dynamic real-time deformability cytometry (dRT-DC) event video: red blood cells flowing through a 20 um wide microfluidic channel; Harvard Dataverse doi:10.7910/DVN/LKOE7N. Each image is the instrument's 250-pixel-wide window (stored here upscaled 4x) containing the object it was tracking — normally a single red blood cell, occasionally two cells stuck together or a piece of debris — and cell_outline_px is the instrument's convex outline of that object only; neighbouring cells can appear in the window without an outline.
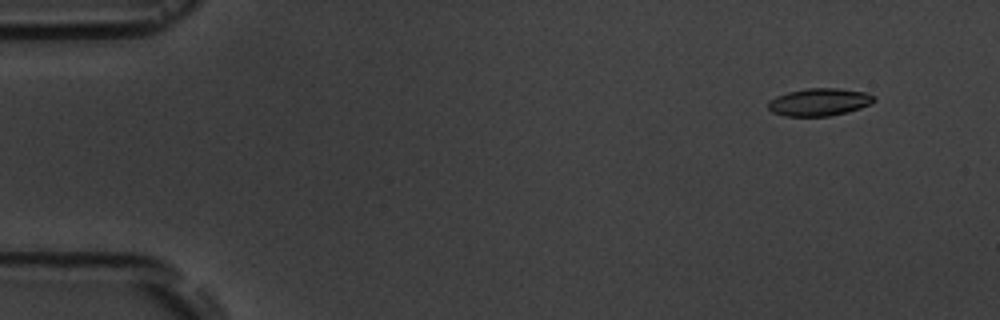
{"species": "common noctule bat (a hibernating species)", "species_latin": "Nyctalus noctula", "temperature_condition": "room temperature", "stored_images_in_passage": 5, "camera_frame_rate_fps": 3000, "um_per_image_px": 0.085, "animal": {"sex": "male", "body_mass_g": 19.5, "forearm_length_mm": 54.6}, "frame": {"image": 1, "passage_image": 2, "time_ms": 1.0, "image_size_px": [1000, 320], "cell_outline_px": [[876, 100], [872, 104], [848, 112], [828, 116], [784, 116], [772, 112], [768, 108], [768, 100], [776, 96], [788, 92], [808, 88], [840, 88], [868, 92], [876, 96]], "centroid_in_image_um": [69.68, 8.67], "position_along_channel_um": 15.3, "area_um2": 17.28}}
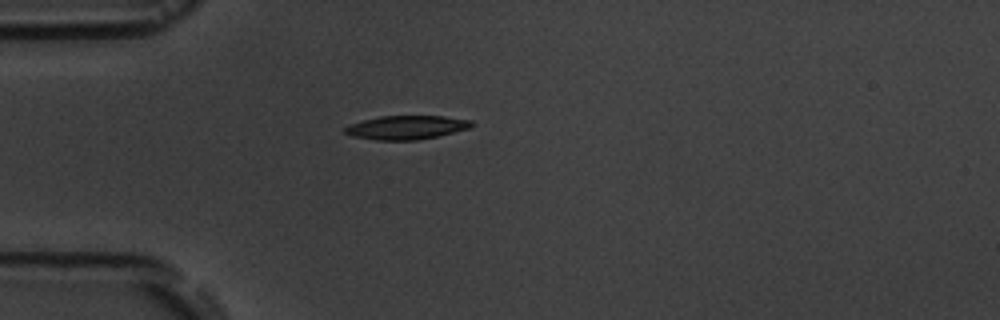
{"frame": {"image": 2, "passage_image": 5, "time_ms": 4.667, "image_size_px": [1000, 320], "cell_outline_px": [[476, 124], [468, 128], [436, 136], [416, 140], [376, 140], [352, 136], [344, 132], [344, 128], [348, 124], [380, 116], [444, 116], [472, 120]], "centroid_in_image_um": [34.53, 10.82], "position_along_channel_um": 50.5, "area_um2": 17.46}}